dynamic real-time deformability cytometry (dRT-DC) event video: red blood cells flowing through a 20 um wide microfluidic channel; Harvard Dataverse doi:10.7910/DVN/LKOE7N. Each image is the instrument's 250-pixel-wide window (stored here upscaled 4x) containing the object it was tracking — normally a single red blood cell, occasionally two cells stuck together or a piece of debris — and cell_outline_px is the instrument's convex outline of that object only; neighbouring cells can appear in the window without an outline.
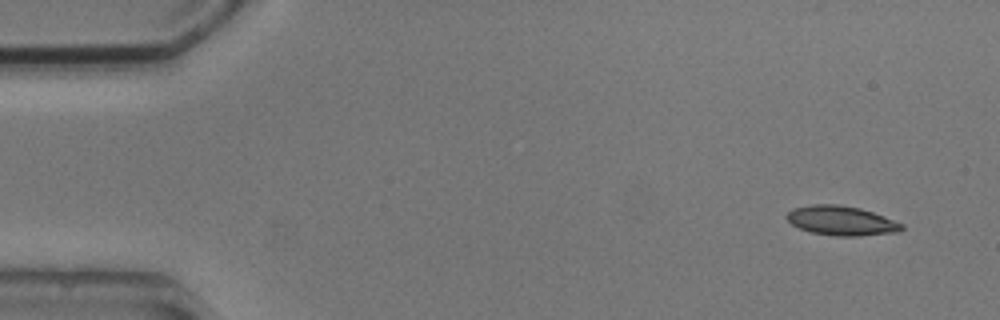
{"species": "common noctule bat (a hibernating species)", "species_latin": "Nyctalus noctula", "temperature_condition": "cold", "stored_images_in_passage": 5, "camera_frame_rate_fps": 3000, "um_per_image_px": 0.085, "animal": {"sex": "male", "body_mass_g": 20.5, "forearm_length_mm": 52.5}, "frame": {"image": 1, "passage_image": 1, "time_ms": 0.0, "image_size_px": [1000, 320], "cell_outline_px": [[904, 228], [900, 232], [860, 236], [836, 236], [812, 232], [800, 228], [792, 224], [784, 216], [792, 208], [812, 204], [836, 204], [860, 208], [884, 216], [904, 224]], "centroid_in_image_um": [71.53, 18.76], "position_along_channel_um": 13.5, "area_um2": 19.83}}
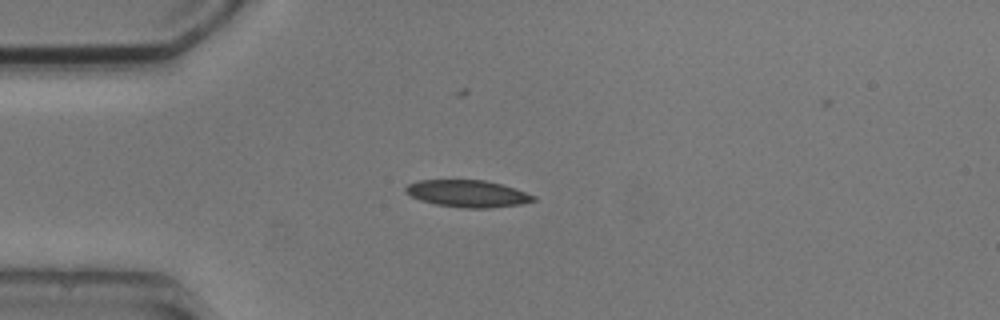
{"frame": {"image": 2, "passage_image": 4, "time_ms": 3.333, "image_size_px": [1000, 320], "cell_outline_px": [[536, 200], [520, 204], [488, 208], [468, 208], [436, 204], [420, 200], [404, 192], [404, 188], [408, 184], [420, 180], [484, 180], [516, 188], [536, 196]], "centroid_in_image_um": [39.75, 16.45], "position_along_channel_um": 45.3, "area_um2": 20.0}}
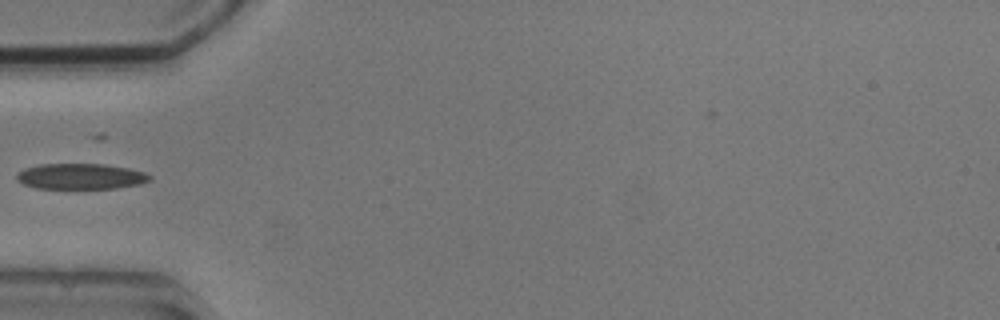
{"frame": {"image": 3, "passage_image": 5, "time_ms": 4.667, "image_size_px": [1000, 320], "cell_outline_px": [[152, 180], [140, 184], [116, 188], [36, 188], [24, 184], [16, 180], [16, 176], [24, 168], [40, 164], [104, 164], [128, 168], [144, 172], [152, 176]], "centroid_in_image_um": [6.88, 14.99], "position_along_channel_um": 78.1, "area_um2": 19.88}}